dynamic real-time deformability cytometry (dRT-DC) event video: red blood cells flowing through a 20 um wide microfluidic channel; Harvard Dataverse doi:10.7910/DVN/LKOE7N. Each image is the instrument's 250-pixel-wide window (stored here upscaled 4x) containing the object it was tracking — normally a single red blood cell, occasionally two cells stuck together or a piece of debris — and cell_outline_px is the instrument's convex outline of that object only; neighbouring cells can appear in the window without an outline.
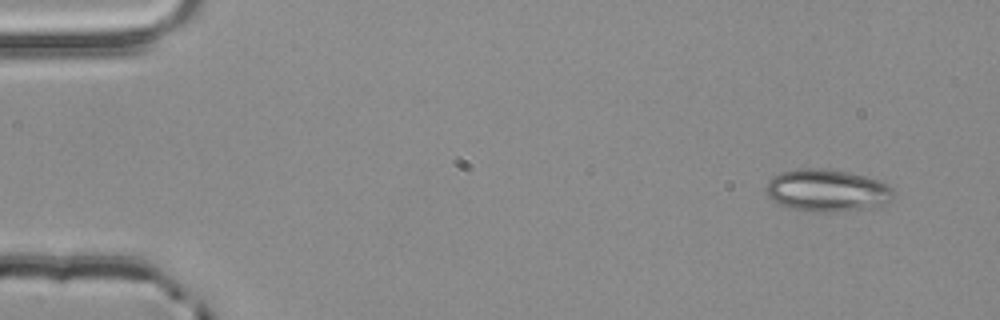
{"species": "common noctule bat (a hibernating species)", "species_latin": "Nyctalus noctula", "temperature_condition": "room temperature", "stored_images_in_passage": 5, "camera_frame_rate_fps": 3000, "um_per_image_px": 0.085, "animal": {"sex": "male", "body_mass_g": 20.4}, "frame": {"image": 1, "passage_image": 1, "time_ms": 0.0, "image_size_px": [1000, 320], "cell_outline_px": [[896, 192], [892, 200], [884, 204], [860, 208], [832, 212], [812, 212], [788, 208], [772, 200], [764, 192], [764, 188], [768, 180], [772, 176], [780, 172], [800, 168], [824, 168], [848, 172], [884, 180]], "centroid_in_image_um": [70.28, 16.17], "position_along_channel_um": 14.7, "area_um2": 31.91}}
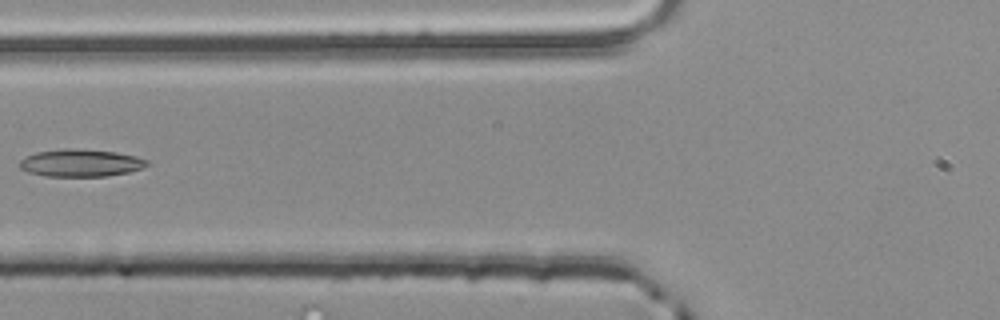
{"frame": {"image": 2, "passage_image": 5, "time_ms": 1.333, "image_size_px": [1000, 320], "cell_outline_px": [[148, 164], [144, 168], [128, 172], [108, 176], [44, 176], [28, 172], [20, 168], [20, 160], [36, 152], [116, 152], [136, 156], [148, 160]], "centroid_in_image_um": [6.92, 13.92], "position_along_channel_um": 118.9, "area_um2": 19.07}}